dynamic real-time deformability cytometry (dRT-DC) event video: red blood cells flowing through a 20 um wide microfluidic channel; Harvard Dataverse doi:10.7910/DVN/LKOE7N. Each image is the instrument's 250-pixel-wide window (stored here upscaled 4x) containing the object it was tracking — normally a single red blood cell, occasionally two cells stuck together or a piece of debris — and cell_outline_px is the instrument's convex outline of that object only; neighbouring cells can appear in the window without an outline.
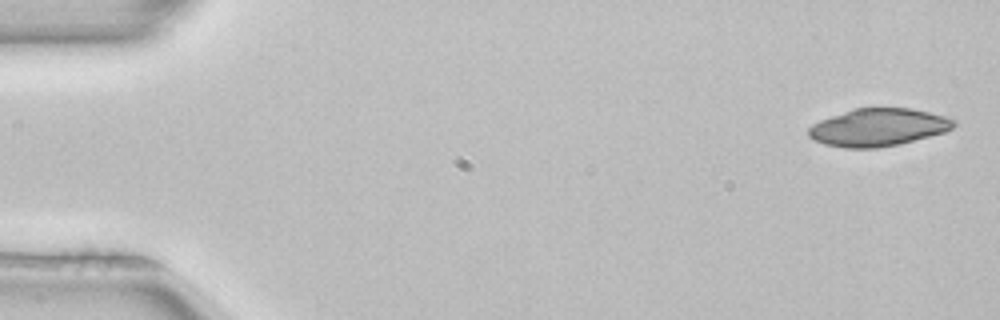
{"species": "common noctule bat (a hibernating species)", "species_latin": "Nyctalus noctula", "temperature_condition": "room temperature", "stored_images_in_passage": 4, "camera_frame_rate_fps": 3000, "um_per_image_px": 0.085, "animal": {"sex": "female", "body_mass_g": 22.7, "forearm_length_mm": 54.2}, "frame": {"image": 1, "passage_image": 1, "time_ms": 0.0, "image_size_px": [1000, 320], "cell_outline_px": [[956, 124], [952, 128], [944, 132], [900, 144], [876, 148], [844, 148], [824, 144], [812, 140], [808, 136], [808, 128], [812, 124], [820, 120], [852, 108], [912, 108], [944, 116], [956, 120]], "centroid_in_image_um": [74.61, 10.83], "position_along_channel_um": 10.4, "area_um2": 31.96}}